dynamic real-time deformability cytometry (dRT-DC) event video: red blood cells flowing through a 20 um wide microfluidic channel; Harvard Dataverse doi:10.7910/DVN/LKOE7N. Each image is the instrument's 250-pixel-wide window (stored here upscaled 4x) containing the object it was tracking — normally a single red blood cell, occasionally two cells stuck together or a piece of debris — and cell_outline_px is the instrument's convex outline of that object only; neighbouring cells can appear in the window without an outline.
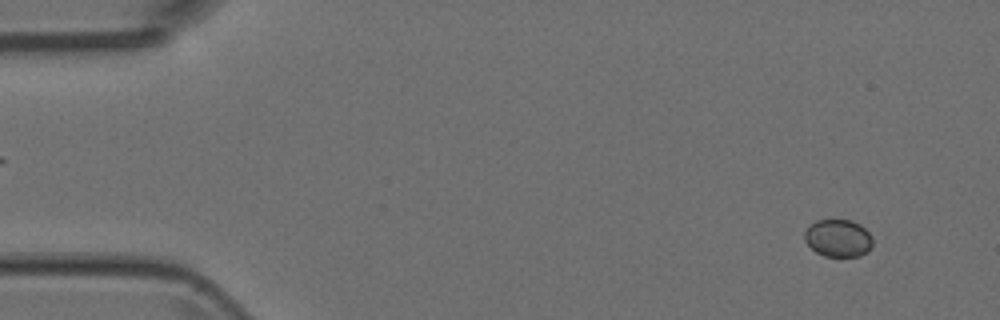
{"species": "Egyptian fruit bat (a non-hibernating species)", "species_latin": "Rousettus aegyptiacus", "temperature_condition": "room temperature", "stored_images_in_passage": 5, "camera_frame_rate_fps": 3000, "um_per_image_px": 0.085, "animal": {"sex": "female"}, "frame": {"image": 1, "passage_image": 1, "time_ms": 0.0, "image_size_px": [1000, 320], "cell_outline_px": [[872, 244], [868, 252], [860, 256], [824, 256], [816, 252], [804, 240], [804, 232], [816, 220], [852, 220], [860, 224], [872, 236]], "centroid_in_image_um": [71.26, 20.24], "position_along_channel_um": 13.7, "area_um2": 14.85}}
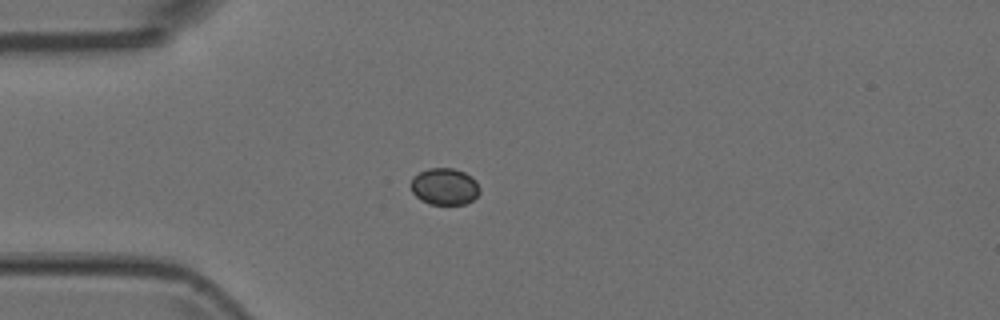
{"frame": {"image": 2, "passage_image": 4, "time_ms": 1.0, "image_size_px": [1000, 320], "cell_outline_px": [[480, 192], [472, 200], [464, 204], [428, 204], [420, 200], [412, 192], [412, 176], [428, 168], [452, 168], [464, 172], [472, 176], [476, 180], [480, 188]], "centroid_in_image_um": [37.8, 15.85], "position_along_channel_um": 47.2, "area_um2": 14.8}}